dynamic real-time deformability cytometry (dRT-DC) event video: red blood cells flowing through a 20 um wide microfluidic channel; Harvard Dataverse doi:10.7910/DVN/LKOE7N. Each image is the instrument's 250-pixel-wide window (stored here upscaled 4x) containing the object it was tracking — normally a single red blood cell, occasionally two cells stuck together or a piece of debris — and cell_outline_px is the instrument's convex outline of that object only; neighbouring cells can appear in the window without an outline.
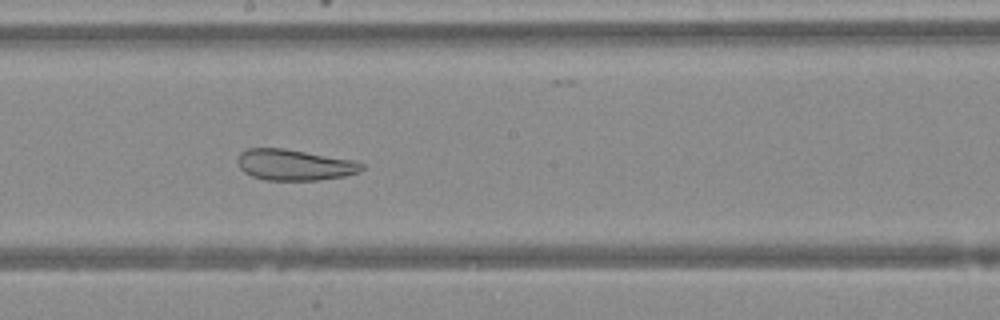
{"species": "Egyptian fruit bat (a non-hibernating species)", "species_latin": "Rousettus aegyptiacus", "temperature_condition": "warm", "stored_images_in_passage": 40, "camera_frame_rate_fps": 3000, "um_per_image_px": 0.085, "animal": {"sex": "female"}, "frame": {"image": 1, "passage_image": 18, "time_ms": 5.667, "image_size_px": [1000, 320], "cell_outline_px": [[364, 168], [360, 172], [344, 176], [320, 180], [264, 180], [252, 176], [244, 172], [240, 168], [236, 160], [240, 152], [248, 148], [284, 148], [356, 160], [364, 164]], "centroid_in_image_um": [25.04, 14.01], "position_along_channel_um": 223.2, "area_um2": 22.72}}
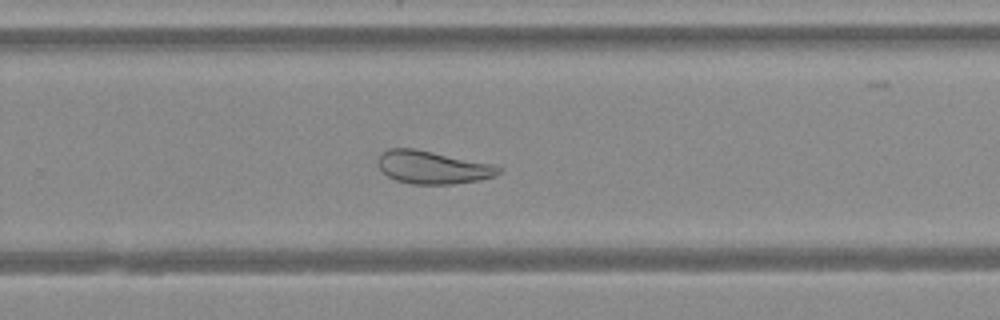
{"frame": {"image": 2, "passage_image": 23, "time_ms": 7.333, "image_size_px": [1000, 320], "cell_outline_px": [[500, 172], [496, 176], [480, 180], [452, 184], [412, 184], [396, 180], [388, 176], [380, 168], [380, 156], [388, 148], [412, 148], [496, 164], [500, 168]], "centroid_in_image_um": [36.84, 14.23], "position_along_channel_um": 293.0, "area_um2": 22.95}}
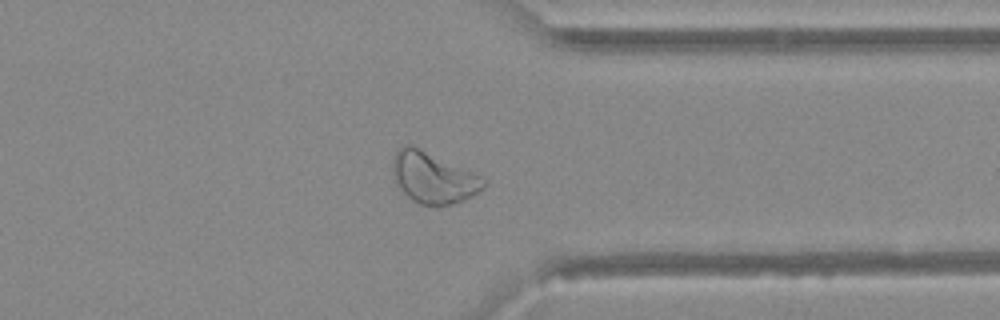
{"frame": {"image": 3, "passage_image": 29, "time_ms": 9.333, "image_size_px": [1000, 320], "cell_outline_px": [[488, 184], [484, 188], [464, 200], [436, 208], [420, 204], [412, 200], [404, 192], [396, 180], [392, 164], [392, 160], [396, 152], [404, 144], [412, 144], [480, 176], [488, 180]], "centroid_in_image_um": [36.84, 15.12], "position_along_channel_um": 374.6, "area_um2": 26.93}}